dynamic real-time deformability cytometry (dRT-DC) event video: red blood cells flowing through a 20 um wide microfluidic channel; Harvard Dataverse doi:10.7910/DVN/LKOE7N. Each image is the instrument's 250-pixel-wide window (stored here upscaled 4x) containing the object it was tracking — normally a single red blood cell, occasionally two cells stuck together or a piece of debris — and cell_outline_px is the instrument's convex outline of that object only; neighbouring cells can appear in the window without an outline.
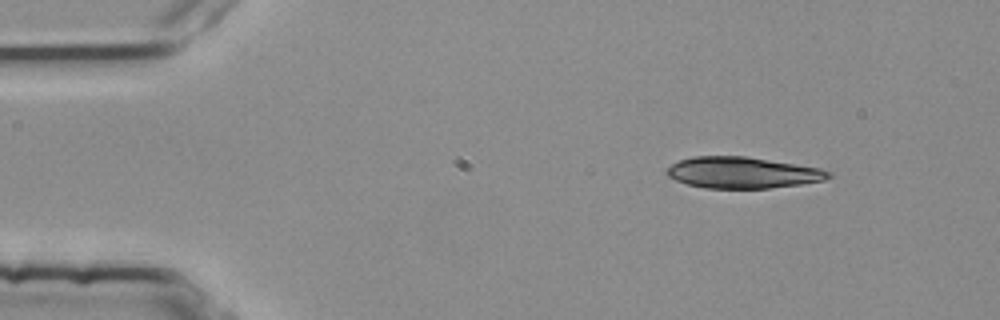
{"species": "common noctule bat (a hibernating species)", "species_latin": "Nyctalus noctula", "temperature_condition": "room temperature", "stored_images_in_passage": 3, "camera_frame_rate_fps": 3000, "um_per_image_px": 0.085, "animal": {"sex": "female", "body_mass_g": 25.1}, "frame": {"image": 1, "passage_image": 1, "time_ms": 0.0, "image_size_px": [1000, 320], "cell_outline_px": [[832, 176], [824, 180], [800, 184], [768, 188], [704, 188], [688, 184], [676, 180], [668, 176], [664, 172], [672, 164], [680, 160], [692, 156], [744, 156], [820, 168], [832, 172]], "centroid_in_image_um": [63.1, 14.67], "position_along_channel_um": 21.9, "area_um2": 29.3}}